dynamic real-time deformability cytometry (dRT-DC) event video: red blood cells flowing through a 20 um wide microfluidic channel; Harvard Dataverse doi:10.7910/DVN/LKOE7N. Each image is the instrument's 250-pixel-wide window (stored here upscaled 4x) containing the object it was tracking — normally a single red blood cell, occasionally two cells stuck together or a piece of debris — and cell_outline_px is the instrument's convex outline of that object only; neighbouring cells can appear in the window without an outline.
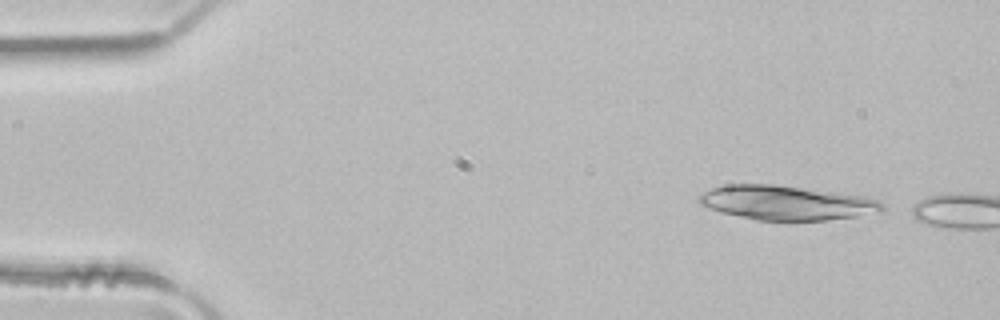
{"species": "common noctule bat (a hibernating species)", "species_latin": "Nyctalus noctula", "temperature_condition": "room temperature", "stored_images_in_passage": 5, "camera_frame_rate_fps": 3000, "um_per_image_px": 0.085, "animal": {"sex": "male", "body_mass_g": 21.5, "forearm_length_mm": 52.0}, "frame": {"image": 1, "passage_image": 5, "time_ms": 1.333, "image_size_px": [1000, 320], "cell_outline_px": [[884, 212], [828, 220], [756, 220], [720, 212], [708, 208], [700, 204], [696, 200], [700, 192], [724, 184], [772, 184], [836, 192], [864, 196], [880, 200], [884, 204]], "centroid_in_image_um": [66.83, 17.23], "position_along_channel_um": 18.2, "area_um2": 36.99}}